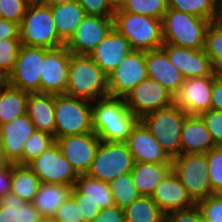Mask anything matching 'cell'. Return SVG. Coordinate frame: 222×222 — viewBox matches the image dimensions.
Segmentation results:
<instances>
[{
  "instance_id": "obj_18",
  "label": "cell",
  "mask_w": 222,
  "mask_h": 222,
  "mask_svg": "<svg viewBox=\"0 0 222 222\" xmlns=\"http://www.w3.org/2000/svg\"><path fill=\"white\" fill-rule=\"evenodd\" d=\"M185 80L211 76L214 72L204 49H189L164 43L161 47Z\"/></svg>"
},
{
  "instance_id": "obj_6",
  "label": "cell",
  "mask_w": 222,
  "mask_h": 222,
  "mask_svg": "<svg viewBox=\"0 0 222 222\" xmlns=\"http://www.w3.org/2000/svg\"><path fill=\"white\" fill-rule=\"evenodd\" d=\"M54 23L51 6L31 2L20 25L21 44L47 49L65 46Z\"/></svg>"
},
{
  "instance_id": "obj_59",
  "label": "cell",
  "mask_w": 222,
  "mask_h": 222,
  "mask_svg": "<svg viewBox=\"0 0 222 222\" xmlns=\"http://www.w3.org/2000/svg\"><path fill=\"white\" fill-rule=\"evenodd\" d=\"M0 19H3V15H2V12H1V8H0Z\"/></svg>"
},
{
  "instance_id": "obj_16",
  "label": "cell",
  "mask_w": 222,
  "mask_h": 222,
  "mask_svg": "<svg viewBox=\"0 0 222 222\" xmlns=\"http://www.w3.org/2000/svg\"><path fill=\"white\" fill-rule=\"evenodd\" d=\"M100 142L101 139L94 132L56 140L63 155L79 175H85L90 170Z\"/></svg>"
},
{
  "instance_id": "obj_35",
  "label": "cell",
  "mask_w": 222,
  "mask_h": 222,
  "mask_svg": "<svg viewBox=\"0 0 222 222\" xmlns=\"http://www.w3.org/2000/svg\"><path fill=\"white\" fill-rule=\"evenodd\" d=\"M114 203L121 209L129 206L140 195L134 186L131 173L120 175L108 183Z\"/></svg>"
},
{
  "instance_id": "obj_20",
  "label": "cell",
  "mask_w": 222,
  "mask_h": 222,
  "mask_svg": "<svg viewBox=\"0 0 222 222\" xmlns=\"http://www.w3.org/2000/svg\"><path fill=\"white\" fill-rule=\"evenodd\" d=\"M125 143L135 163L172 162L148 128L140 120L132 128Z\"/></svg>"
},
{
  "instance_id": "obj_46",
  "label": "cell",
  "mask_w": 222,
  "mask_h": 222,
  "mask_svg": "<svg viewBox=\"0 0 222 222\" xmlns=\"http://www.w3.org/2000/svg\"><path fill=\"white\" fill-rule=\"evenodd\" d=\"M164 222H204V219L199 208L195 205L189 209L165 213Z\"/></svg>"
},
{
  "instance_id": "obj_51",
  "label": "cell",
  "mask_w": 222,
  "mask_h": 222,
  "mask_svg": "<svg viewBox=\"0 0 222 222\" xmlns=\"http://www.w3.org/2000/svg\"><path fill=\"white\" fill-rule=\"evenodd\" d=\"M210 109L222 112V77L217 76L213 80L211 90V106Z\"/></svg>"
},
{
  "instance_id": "obj_48",
  "label": "cell",
  "mask_w": 222,
  "mask_h": 222,
  "mask_svg": "<svg viewBox=\"0 0 222 222\" xmlns=\"http://www.w3.org/2000/svg\"><path fill=\"white\" fill-rule=\"evenodd\" d=\"M93 222H126L123 209L116 205L99 211Z\"/></svg>"
},
{
  "instance_id": "obj_33",
  "label": "cell",
  "mask_w": 222,
  "mask_h": 222,
  "mask_svg": "<svg viewBox=\"0 0 222 222\" xmlns=\"http://www.w3.org/2000/svg\"><path fill=\"white\" fill-rule=\"evenodd\" d=\"M168 9L198 16L209 20L211 23L222 20L215 0H168Z\"/></svg>"
},
{
  "instance_id": "obj_19",
  "label": "cell",
  "mask_w": 222,
  "mask_h": 222,
  "mask_svg": "<svg viewBox=\"0 0 222 222\" xmlns=\"http://www.w3.org/2000/svg\"><path fill=\"white\" fill-rule=\"evenodd\" d=\"M35 130L27 113L16 117L9 123L0 125V138L4 153L11 163L23 165L24 143Z\"/></svg>"
},
{
  "instance_id": "obj_25",
  "label": "cell",
  "mask_w": 222,
  "mask_h": 222,
  "mask_svg": "<svg viewBox=\"0 0 222 222\" xmlns=\"http://www.w3.org/2000/svg\"><path fill=\"white\" fill-rule=\"evenodd\" d=\"M27 114L35 129L55 137V95L48 93H29Z\"/></svg>"
},
{
  "instance_id": "obj_27",
  "label": "cell",
  "mask_w": 222,
  "mask_h": 222,
  "mask_svg": "<svg viewBox=\"0 0 222 222\" xmlns=\"http://www.w3.org/2000/svg\"><path fill=\"white\" fill-rule=\"evenodd\" d=\"M72 188L67 184L40 183L32 203L43 217L55 216L71 195Z\"/></svg>"
},
{
  "instance_id": "obj_5",
  "label": "cell",
  "mask_w": 222,
  "mask_h": 222,
  "mask_svg": "<svg viewBox=\"0 0 222 222\" xmlns=\"http://www.w3.org/2000/svg\"><path fill=\"white\" fill-rule=\"evenodd\" d=\"M188 114L175 103L139 119L172 160L181 154V129Z\"/></svg>"
},
{
  "instance_id": "obj_4",
  "label": "cell",
  "mask_w": 222,
  "mask_h": 222,
  "mask_svg": "<svg viewBox=\"0 0 222 222\" xmlns=\"http://www.w3.org/2000/svg\"><path fill=\"white\" fill-rule=\"evenodd\" d=\"M210 21L182 11L167 9L162 18L164 43L189 49H204Z\"/></svg>"
},
{
  "instance_id": "obj_24",
  "label": "cell",
  "mask_w": 222,
  "mask_h": 222,
  "mask_svg": "<svg viewBox=\"0 0 222 222\" xmlns=\"http://www.w3.org/2000/svg\"><path fill=\"white\" fill-rule=\"evenodd\" d=\"M181 154L206 153L216 147L199 115H188L181 129Z\"/></svg>"
},
{
  "instance_id": "obj_17",
  "label": "cell",
  "mask_w": 222,
  "mask_h": 222,
  "mask_svg": "<svg viewBox=\"0 0 222 222\" xmlns=\"http://www.w3.org/2000/svg\"><path fill=\"white\" fill-rule=\"evenodd\" d=\"M215 73L207 77L184 80L179 92L174 96V103L188 115H200L211 106V90Z\"/></svg>"
},
{
  "instance_id": "obj_1",
  "label": "cell",
  "mask_w": 222,
  "mask_h": 222,
  "mask_svg": "<svg viewBox=\"0 0 222 222\" xmlns=\"http://www.w3.org/2000/svg\"><path fill=\"white\" fill-rule=\"evenodd\" d=\"M94 133L107 142H125L139 118L123 97L106 96L92 102Z\"/></svg>"
},
{
  "instance_id": "obj_23",
  "label": "cell",
  "mask_w": 222,
  "mask_h": 222,
  "mask_svg": "<svg viewBox=\"0 0 222 222\" xmlns=\"http://www.w3.org/2000/svg\"><path fill=\"white\" fill-rule=\"evenodd\" d=\"M145 60L148 77L161 83L175 96L185 79L170 62L167 53L162 48L145 51Z\"/></svg>"
},
{
  "instance_id": "obj_29",
  "label": "cell",
  "mask_w": 222,
  "mask_h": 222,
  "mask_svg": "<svg viewBox=\"0 0 222 222\" xmlns=\"http://www.w3.org/2000/svg\"><path fill=\"white\" fill-rule=\"evenodd\" d=\"M28 97L29 92L13 87L5 81L0 86V125L26 114Z\"/></svg>"
},
{
  "instance_id": "obj_10",
  "label": "cell",
  "mask_w": 222,
  "mask_h": 222,
  "mask_svg": "<svg viewBox=\"0 0 222 222\" xmlns=\"http://www.w3.org/2000/svg\"><path fill=\"white\" fill-rule=\"evenodd\" d=\"M44 47L20 46L13 71L7 76L6 82L29 93L40 92Z\"/></svg>"
},
{
  "instance_id": "obj_45",
  "label": "cell",
  "mask_w": 222,
  "mask_h": 222,
  "mask_svg": "<svg viewBox=\"0 0 222 222\" xmlns=\"http://www.w3.org/2000/svg\"><path fill=\"white\" fill-rule=\"evenodd\" d=\"M55 217L59 222H85L79 206L71 195L59 207Z\"/></svg>"
},
{
  "instance_id": "obj_56",
  "label": "cell",
  "mask_w": 222,
  "mask_h": 222,
  "mask_svg": "<svg viewBox=\"0 0 222 222\" xmlns=\"http://www.w3.org/2000/svg\"><path fill=\"white\" fill-rule=\"evenodd\" d=\"M127 0H111L113 6L115 9L121 8V6L126 2Z\"/></svg>"
},
{
  "instance_id": "obj_36",
  "label": "cell",
  "mask_w": 222,
  "mask_h": 222,
  "mask_svg": "<svg viewBox=\"0 0 222 222\" xmlns=\"http://www.w3.org/2000/svg\"><path fill=\"white\" fill-rule=\"evenodd\" d=\"M56 143L54 135L35 130L25 141L23 149V165H28L31 161L39 157L45 150Z\"/></svg>"
},
{
  "instance_id": "obj_41",
  "label": "cell",
  "mask_w": 222,
  "mask_h": 222,
  "mask_svg": "<svg viewBox=\"0 0 222 222\" xmlns=\"http://www.w3.org/2000/svg\"><path fill=\"white\" fill-rule=\"evenodd\" d=\"M25 201L18 198L14 193L9 192L0 197V222H18L19 206Z\"/></svg>"
},
{
  "instance_id": "obj_37",
  "label": "cell",
  "mask_w": 222,
  "mask_h": 222,
  "mask_svg": "<svg viewBox=\"0 0 222 222\" xmlns=\"http://www.w3.org/2000/svg\"><path fill=\"white\" fill-rule=\"evenodd\" d=\"M121 9L125 12L147 15L162 20L168 9V0H127Z\"/></svg>"
},
{
  "instance_id": "obj_31",
  "label": "cell",
  "mask_w": 222,
  "mask_h": 222,
  "mask_svg": "<svg viewBox=\"0 0 222 222\" xmlns=\"http://www.w3.org/2000/svg\"><path fill=\"white\" fill-rule=\"evenodd\" d=\"M40 180L28 167L13 163L11 192L25 202H33L38 191Z\"/></svg>"
},
{
  "instance_id": "obj_2",
  "label": "cell",
  "mask_w": 222,
  "mask_h": 222,
  "mask_svg": "<svg viewBox=\"0 0 222 222\" xmlns=\"http://www.w3.org/2000/svg\"><path fill=\"white\" fill-rule=\"evenodd\" d=\"M64 94L91 102L109 96L108 76L90 56L71 54Z\"/></svg>"
},
{
  "instance_id": "obj_53",
  "label": "cell",
  "mask_w": 222,
  "mask_h": 222,
  "mask_svg": "<svg viewBox=\"0 0 222 222\" xmlns=\"http://www.w3.org/2000/svg\"><path fill=\"white\" fill-rule=\"evenodd\" d=\"M10 164L11 162L5 156L3 143L0 138V171L7 168Z\"/></svg>"
},
{
  "instance_id": "obj_30",
  "label": "cell",
  "mask_w": 222,
  "mask_h": 222,
  "mask_svg": "<svg viewBox=\"0 0 222 222\" xmlns=\"http://www.w3.org/2000/svg\"><path fill=\"white\" fill-rule=\"evenodd\" d=\"M74 187L82 194V200H91L98 204L100 210L115 205L108 183L80 175Z\"/></svg>"
},
{
  "instance_id": "obj_40",
  "label": "cell",
  "mask_w": 222,
  "mask_h": 222,
  "mask_svg": "<svg viewBox=\"0 0 222 222\" xmlns=\"http://www.w3.org/2000/svg\"><path fill=\"white\" fill-rule=\"evenodd\" d=\"M204 222H222V194H213L196 203Z\"/></svg>"
},
{
  "instance_id": "obj_34",
  "label": "cell",
  "mask_w": 222,
  "mask_h": 222,
  "mask_svg": "<svg viewBox=\"0 0 222 222\" xmlns=\"http://www.w3.org/2000/svg\"><path fill=\"white\" fill-rule=\"evenodd\" d=\"M204 50L213 72L222 77V20L212 22L207 27Z\"/></svg>"
},
{
  "instance_id": "obj_26",
  "label": "cell",
  "mask_w": 222,
  "mask_h": 222,
  "mask_svg": "<svg viewBox=\"0 0 222 222\" xmlns=\"http://www.w3.org/2000/svg\"><path fill=\"white\" fill-rule=\"evenodd\" d=\"M172 172V162L135 163L131 171L132 181L140 196L152 195L156 186Z\"/></svg>"
},
{
  "instance_id": "obj_21",
  "label": "cell",
  "mask_w": 222,
  "mask_h": 222,
  "mask_svg": "<svg viewBox=\"0 0 222 222\" xmlns=\"http://www.w3.org/2000/svg\"><path fill=\"white\" fill-rule=\"evenodd\" d=\"M151 198L164 213L196 205L173 171L156 186Z\"/></svg>"
},
{
  "instance_id": "obj_43",
  "label": "cell",
  "mask_w": 222,
  "mask_h": 222,
  "mask_svg": "<svg viewBox=\"0 0 222 222\" xmlns=\"http://www.w3.org/2000/svg\"><path fill=\"white\" fill-rule=\"evenodd\" d=\"M204 121L216 146H222V112L207 110L199 115Z\"/></svg>"
},
{
  "instance_id": "obj_47",
  "label": "cell",
  "mask_w": 222,
  "mask_h": 222,
  "mask_svg": "<svg viewBox=\"0 0 222 222\" xmlns=\"http://www.w3.org/2000/svg\"><path fill=\"white\" fill-rule=\"evenodd\" d=\"M71 196L79 206L85 222H93L100 211L98 204L91 200H82V194L75 187L72 188Z\"/></svg>"
},
{
  "instance_id": "obj_44",
  "label": "cell",
  "mask_w": 222,
  "mask_h": 222,
  "mask_svg": "<svg viewBox=\"0 0 222 222\" xmlns=\"http://www.w3.org/2000/svg\"><path fill=\"white\" fill-rule=\"evenodd\" d=\"M86 15L114 17L116 11L111 0H77Z\"/></svg>"
},
{
  "instance_id": "obj_8",
  "label": "cell",
  "mask_w": 222,
  "mask_h": 222,
  "mask_svg": "<svg viewBox=\"0 0 222 222\" xmlns=\"http://www.w3.org/2000/svg\"><path fill=\"white\" fill-rule=\"evenodd\" d=\"M134 164L125 142L101 141L87 175L109 183L120 175L131 173Z\"/></svg>"
},
{
  "instance_id": "obj_38",
  "label": "cell",
  "mask_w": 222,
  "mask_h": 222,
  "mask_svg": "<svg viewBox=\"0 0 222 222\" xmlns=\"http://www.w3.org/2000/svg\"><path fill=\"white\" fill-rule=\"evenodd\" d=\"M205 154L208 161V176L212 192L222 194V146H216Z\"/></svg>"
},
{
  "instance_id": "obj_55",
  "label": "cell",
  "mask_w": 222,
  "mask_h": 222,
  "mask_svg": "<svg viewBox=\"0 0 222 222\" xmlns=\"http://www.w3.org/2000/svg\"><path fill=\"white\" fill-rule=\"evenodd\" d=\"M39 222H59L55 216L42 217Z\"/></svg>"
},
{
  "instance_id": "obj_42",
  "label": "cell",
  "mask_w": 222,
  "mask_h": 222,
  "mask_svg": "<svg viewBox=\"0 0 222 222\" xmlns=\"http://www.w3.org/2000/svg\"><path fill=\"white\" fill-rule=\"evenodd\" d=\"M30 3L29 0H0L3 19L21 25Z\"/></svg>"
},
{
  "instance_id": "obj_28",
  "label": "cell",
  "mask_w": 222,
  "mask_h": 222,
  "mask_svg": "<svg viewBox=\"0 0 222 222\" xmlns=\"http://www.w3.org/2000/svg\"><path fill=\"white\" fill-rule=\"evenodd\" d=\"M54 24L59 37L67 43L74 35L76 28L86 16L85 10L78 1L51 6Z\"/></svg>"
},
{
  "instance_id": "obj_14",
  "label": "cell",
  "mask_w": 222,
  "mask_h": 222,
  "mask_svg": "<svg viewBox=\"0 0 222 222\" xmlns=\"http://www.w3.org/2000/svg\"><path fill=\"white\" fill-rule=\"evenodd\" d=\"M71 52L66 46L44 48L40 93L64 94L68 82Z\"/></svg>"
},
{
  "instance_id": "obj_54",
  "label": "cell",
  "mask_w": 222,
  "mask_h": 222,
  "mask_svg": "<svg viewBox=\"0 0 222 222\" xmlns=\"http://www.w3.org/2000/svg\"><path fill=\"white\" fill-rule=\"evenodd\" d=\"M73 1H76V0H37V2L44 5H48V6L61 4V3H67V2H73Z\"/></svg>"
},
{
  "instance_id": "obj_50",
  "label": "cell",
  "mask_w": 222,
  "mask_h": 222,
  "mask_svg": "<svg viewBox=\"0 0 222 222\" xmlns=\"http://www.w3.org/2000/svg\"><path fill=\"white\" fill-rule=\"evenodd\" d=\"M0 39H20V25L0 19Z\"/></svg>"
},
{
  "instance_id": "obj_39",
  "label": "cell",
  "mask_w": 222,
  "mask_h": 222,
  "mask_svg": "<svg viewBox=\"0 0 222 222\" xmlns=\"http://www.w3.org/2000/svg\"><path fill=\"white\" fill-rule=\"evenodd\" d=\"M21 45L20 39H0V74L5 79L13 71Z\"/></svg>"
},
{
  "instance_id": "obj_49",
  "label": "cell",
  "mask_w": 222,
  "mask_h": 222,
  "mask_svg": "<svg viewBox=\"0 0 222 222\" xmlns=\"http://www.w3.org/2000/svg\"><path fill=\"white\" fill-rule=\"evenodd\" d=\"M19 221L18 222H39L42 215L35 208L32 202H25L19 207Z\"/></svg>"
},
{
  "instance_id": "obj_13",
  "label": "cell",
  "mask_w": 222,
  "mask_h": 222,
  "mask_svg": "<svg viewBox=\"0 0 222 222\" xmlns=\"http://www.w3.org/2000/svg\"><path fill=\"white\" fill-rule=\"evenodd\" d=\"M147 77L145 51L131 50L119 66L108 75V94L124 98Z\"/></svg>"
},
{
  "instance_id": "obj_32",
  "label": "cell",
  "mask_w": 222,
  "mask_h": 222,
  "mask_svg": "<svg viewBox=\"0 0 222 222\" xmlns=\"http://www.w3.org/2000/svg\"><path fill=\"white\" fill-rule=\"evenodd\" d=\"M123 212L126 222H164L165 213L150 196H139Z\"/></svg>"
},
{
  "instance_id": "obj_7",
  "label": "cell",
  "mask_w": 222,
  "mask_h": 222,
  "mask_svg": "<svg viewBox=\"0 0 222 222\" xmlns=\"http://www.w3.org/2000/svg\"><path fill=\"white\" fill-rule=\"evenodd\" d=\"M94 132L92 102L65 94L55 95V139Z\"/></svg>"
},
{
  "instance_id": "obj_3",
  "label": "cell",
  "mask_w": 222,
  "mask_h": 222,
  "mask_svg": "<svg viewBox=\"0 0 222 222\" xmlns=\"http://www.w3.org/2000/svg\"><path fill=\"white\" fill-rule=\"evenodd\" d=\"M113 20L114 28L129 41L132 50H156L164 44L161 19L118 8Z\"/></svg>"
},
{
  "instance_id": "obj_15",
  "label": "cell",
  "mask_w": 222,
  "mask_h": 222,
  "mask_svg": "<svg viewBox=\"0 0 222 222\" xmlns=\"http://www.w3.org/2000/svg\"><path fill=\"white\" fill-rule=\"evenodd\" d=\"M113 28V17L86 15L65 46L71 54L89 56Z\"/></svg>"
},
{
  "instance_id": "obj_9",
  "label": "cell",
  "mask_w": 222,
  "mask_h": 222,
  "mask_svg": "<svg viewBox=\"0 0 222 222\" xmlns=\"http://www.w3.org/2000/svg\"><path fill=\"white\" fill-rule=\"evenodd\" d=\"M172 171L195 203L214 194L209 181L205 153L180 154L172 159Z\"/></svg>"
},
{
  "instance_id": "obj_12",
  "label": "cell",
  "mask_w": 222,
  "mask_h": 222,
  "mask_svg": "<svg viewBox=\"0 0 222 222\" xmlns=\"http://www.w3.org/2000/svg\"><path fill=\"white\" fill-rule=\"evenodd\" d=\"M128 109L141 119L144 115L174 104V96L161 83L147 77L124 97Z\"/></svg>"
},
{
  "instance_id": "obj_22",
  "label": "cell",
  "mask_w": 222,
  "mask_h": 222,
  "mask_svg": "<svg viewBox=\"0 0 222 222\" xmlns=\"http://www.w3.org/2000/svg\"><path fill=\"white\" fill-rule=\"evenodd\" d=\"M131 50L129 41L113 28L89 56L108 76Z\"/></svg>"
},
{
  "instance_id": "obj_58",
  "label": "cell",
  "mask_w": 222,
  "mask_h": 222,
  "mask_svg": "<svg viewBox=\"0 0 222 222\" xmlns=\"http://www.w3.org/2000/svg\"><path fill=\"white\" fill-rule=\"evenodd\" d=\"M6 81L5 77L0 74V86Z\"/></svg>"
},
{
  "instance_id": "obj_52",
  "label": "cell",
  "mask_w": 222,
  "mask_h": 222,
  "mask_svg": "<svg viewBox=\"0 0 222 222\" xmlns=\"http://www.w3.org/2000/svg\"><path fill=\"white\" fill-rule=\"evenodd\" d=\"M13 175V163H11L7 168L0 171V197L11 192Z\"/></svg>"
},
{
  "instance_id": "obj_57",
  "label": "cell",
  "mask_w": 222,
  "mask_h": 222,
  "mask_svg": "<svg viewBox=\"0 0 222 222\" xmlns=\"http://www.w3.org/2000/svg\"><path fill=\"white\" fill-rule=\"evenodd\" d=\"M215 4L219 12V16L222 19V0H215Z\"/></svg>"
},
{
  "instance_id": "obj_11",
  "label": "cell",
  "mask_w": 222,
  "mask_h": 222,
  "mask_svg": "<svg viewBox=\"0 0 222 222\" xmlns=\"http://www.w3.org/2000/svg\"><path fill=\"white\" fill-rule=\"evenodd\" d=\"M41 183L67 184L74 187L80 176L55 143L28 164Z\"/></svg>"
}]
</instances>
